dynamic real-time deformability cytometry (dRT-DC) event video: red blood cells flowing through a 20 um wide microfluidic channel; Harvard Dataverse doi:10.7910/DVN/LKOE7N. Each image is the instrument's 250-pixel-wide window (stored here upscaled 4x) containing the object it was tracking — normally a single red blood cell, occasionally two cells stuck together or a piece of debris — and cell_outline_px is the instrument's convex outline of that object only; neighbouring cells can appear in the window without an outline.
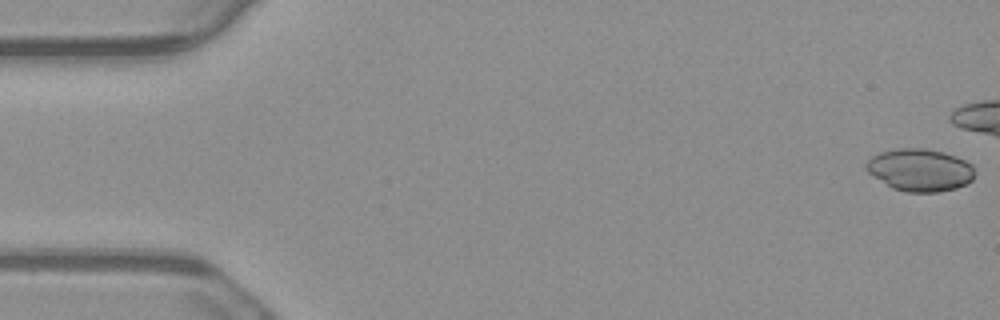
{"species": "common noctule bat (a hibernating species)", "species_latin": "Nyctalus noctula", "temperature_condition": "warm", "stored_images_in_passage": 36, "camera_frame_rate_fps": 3000, "um_per_image_px": 0.085, "animal": {"sex": "male", "body_mass_g": 23.1, "forearm_length_mm": 52.7}, "frame": {"image": 1, "passage_image": 1, "time_ms": 0.0, "image_size_px": [1000, 320], "cell_outline_px": [[976, 172], [972, 180], [968, 184], [956, 188], [940, 192], [908, 192], [892, 188], [868, 172], [864, 168], [864, 164], [872, 156], [880, 152], [896, 148], [924, 148], [944, 152], [956, 156], [972, 164]], "centroid_in_image_um": [78.22, 14.44], "position_along_channel_um": 6.8, "area_um2": 27.11}}
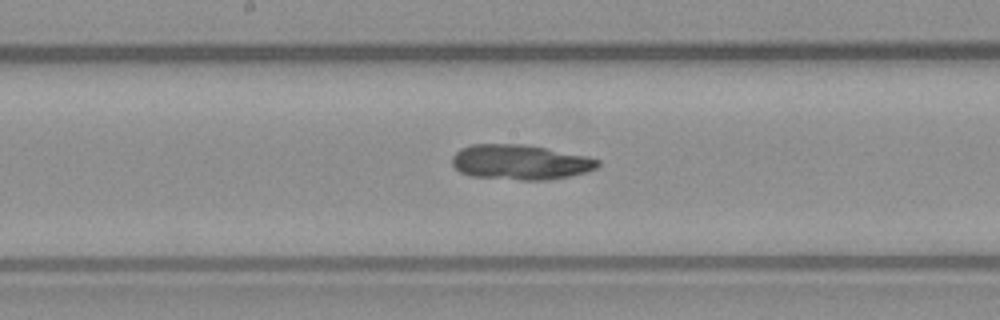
{"frame": {"image": 2, "passage_image": 28, "time_ms": 9.0, "image_size_px": [1000, 320], "cell_outline_px": [[600, 164], [596, 168], [572, 176], [548, 180], [520, 180], [468, 176], [460, 172], [452, 164], [452, 156], [460, 148], [472, 144], [520, 144], [548, 148], [588, 156], [600, 160]], "centroid_in_image_um": [44.22, 13.79], "position_along_channel_um": 204.0, "area_um2": 30.0}}
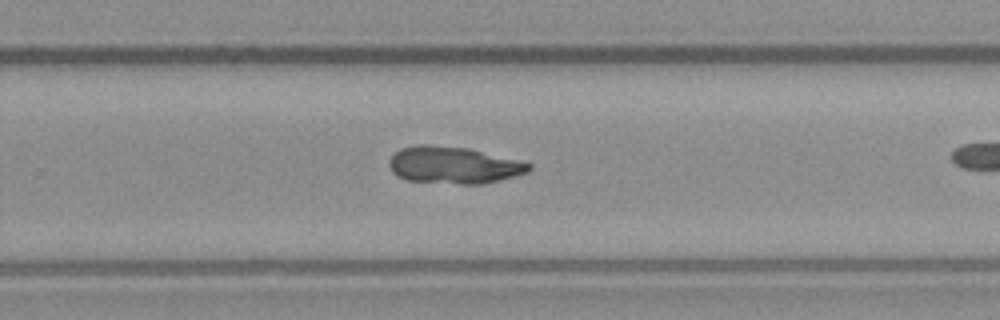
{"frame": {"image": 3, "passage_image": 35, "time_ms": 11.333, "image_size_px": [1000, 320], "cell_outline_px": [[532, 168], [528, 172], [500, 180], [484, 184], [460, 184], [404, 180], [396, 176], [392, 172], [388, 164], [388, 160], [400, 148], [420, 144], [428, 144], [468, 148], [532, 164]], "centroid_in_image_um": [38.51, 14.04], "position_along_channel_um": 291.3, "area_um2": 30.17}}